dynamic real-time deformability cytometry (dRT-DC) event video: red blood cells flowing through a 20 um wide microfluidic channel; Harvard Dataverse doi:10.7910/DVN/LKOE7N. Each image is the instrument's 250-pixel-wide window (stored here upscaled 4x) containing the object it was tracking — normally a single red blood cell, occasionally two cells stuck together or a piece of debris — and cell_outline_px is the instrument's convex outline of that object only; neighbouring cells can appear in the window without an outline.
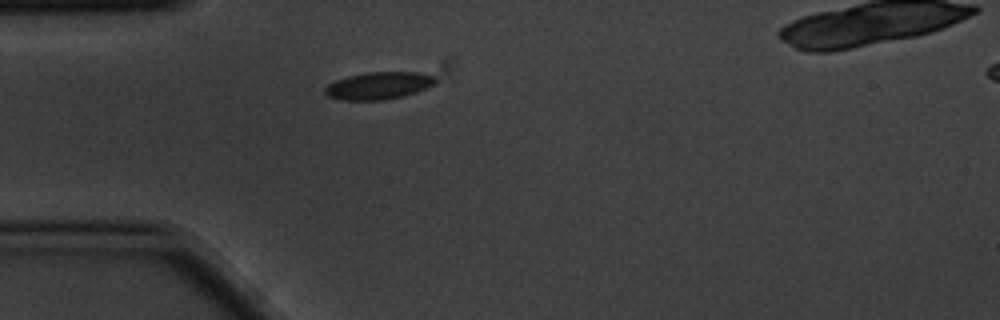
{"species": "common noctule bat (a hibernating species)", "species_latin": "Nyctalus noctula", "temperature_condition": "cold", "stored_images_in_passage": 5, "camera_frame_rate_fps": 3000, "um_per_image_px": 0.085, "animal": {"sex": "male", "body_mass_g": 20.1, "forearm_length_mm": 53.5}, "frame": {"image": 1, "passage_image": 4, "time_ms": 1.0, "image_size_px": [1000, 320], "cell_outline_px": [[436, 84], [416, 92], [404, 96], [384, 100], [344, 100], [328, 96], [324, 92], [324, 88], [328, 84], [336, 80], [348, 76], [368, 72], [416, 72], [436, 76]], "centroid_in_image_um": [32.21, 7.28], "position_along_channel_um": 52.8, "area_um2": 17.63}}